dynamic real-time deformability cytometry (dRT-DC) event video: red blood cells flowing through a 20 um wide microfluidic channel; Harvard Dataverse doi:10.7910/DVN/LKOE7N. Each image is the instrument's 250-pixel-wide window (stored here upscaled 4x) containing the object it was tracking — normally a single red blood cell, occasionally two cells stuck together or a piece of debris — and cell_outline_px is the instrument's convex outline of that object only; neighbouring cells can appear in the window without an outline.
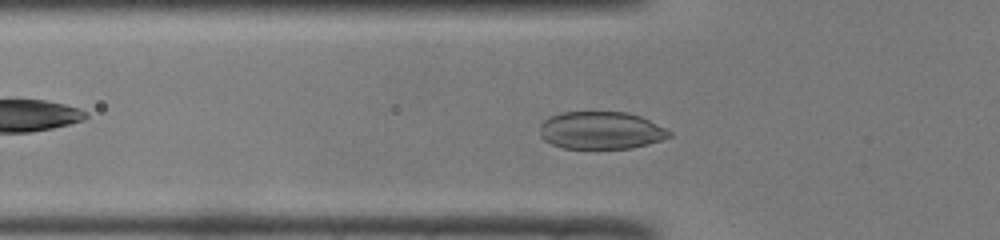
{"species": "common noctule bat (a hibernating species)", "species_latin": "Nyctalus noctula", "temperature_condition": "room temperature", "stored_images_in_passage": 44, "camera_frame_rate_fps": 3000, "um_per_image_px": 0.085, "animal": {"sex": "male", "body_mass_g": 19.0, "forearm_length_mm": 50.8}, "frame": {"image": 1, "passage_image": 10, "time_ms": 3.0, "image_size_px": [1000, 240], "cell_outline_px": [[672, 136], [648, 144], [632, 148], [564, 148], [552, 144], [544, 140], [540, 136], [540, 124], [548, 116], [560, 112], [628, 112], [640, 116], [672, 132]], "centroid_in_image_um": [51.05, 11.07], "position_along_channel_um": 74.8, "area_um2": 28.32}}
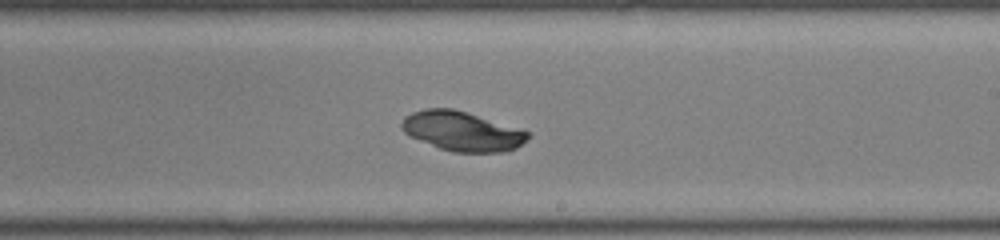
{"frame": {"image": 2, "passage_image": 23, "time_ms": 7.333, "image_size_px": [1000, 240], "cell_outline_px": [[528, 136], [516, 148], [504, 152], [452, 152], [440, 148], [408, 136], [400, 128], [400, 124], [404, 116], [412, 112], [424, 108], [452, 108], [528, 132]], "centroid_in_image_um": [39.17, 11.15], "position_along_channel_um": 249.8, "area_um2": 28.55}}
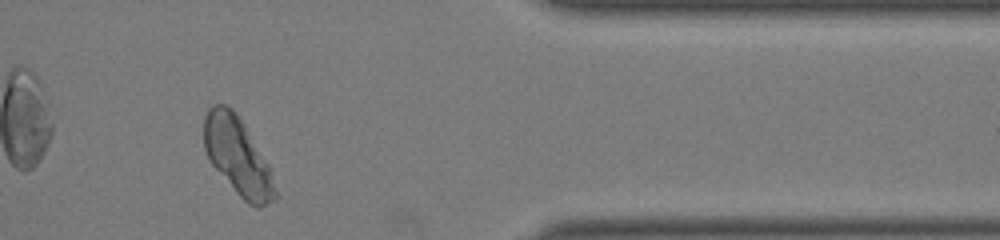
{"frame": {"image": 3, "passage_image": 35, "time_ms": 11.333, "image_size_px": [1000, 240], "cell_outline_px": [[280, 196], [276, 200], [260, 208], [256, 208], [248, 204], [236, 192], [212, 164], [204, 148], [204, 116], [208, 108], [212, 104], [224, 104], [232, 108], [240, 120], [268, 164]], "centroid_in_image_um": [20.23, 13.33], "position_along_channel_um": 391.2, "area_um2": 31.91}, "authors_computed_cell_mechanics": {"area_um2": 28.9867, "velocity_mm_per_s": 4.0427, "shape_relaxation_time_tau1_ms": 1.1165, "shape_relaxation_time_tau2_ms": null, "deformation_change_tau1": 0.0422, "deformation_change_tau2": null}}